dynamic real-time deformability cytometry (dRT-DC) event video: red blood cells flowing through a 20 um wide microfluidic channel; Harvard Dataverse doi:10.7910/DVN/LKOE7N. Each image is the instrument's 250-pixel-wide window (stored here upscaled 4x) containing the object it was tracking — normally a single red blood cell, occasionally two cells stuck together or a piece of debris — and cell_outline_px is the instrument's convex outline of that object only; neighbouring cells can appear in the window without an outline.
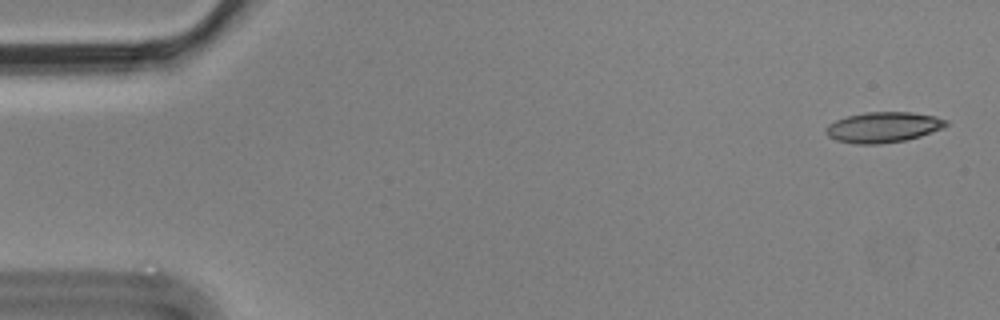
{"species": "Egyptian fruit bat (a non-hibernating species)", "species_latin": "Rousettus aegyptiacus", "temperature_condition": "cold", "stored_images_in_passage": 6, "camera_frame_rate_fps": 3000, "um_per_image_px": 0.085, "animal": {"sex": "male"}, "frame": {"image": 1, "passage_image": 1, "time_ms": 0.0, "image_size_px": [1000, 320], "cell_outline_px": [[948, 124], [944, 128], [920, 136], [904, 140], [880, 144], [856, 144], [836, 140], [828, 136], [824, 132], [828, 124], [836, 120], [848, 116], [864, 112], [912, 112], [936, 116], [948, 120]], "centroid_in_image_um": [75.08, 10.81], "position_along_channel_um": 9.9, "area_um2": 21.44}}